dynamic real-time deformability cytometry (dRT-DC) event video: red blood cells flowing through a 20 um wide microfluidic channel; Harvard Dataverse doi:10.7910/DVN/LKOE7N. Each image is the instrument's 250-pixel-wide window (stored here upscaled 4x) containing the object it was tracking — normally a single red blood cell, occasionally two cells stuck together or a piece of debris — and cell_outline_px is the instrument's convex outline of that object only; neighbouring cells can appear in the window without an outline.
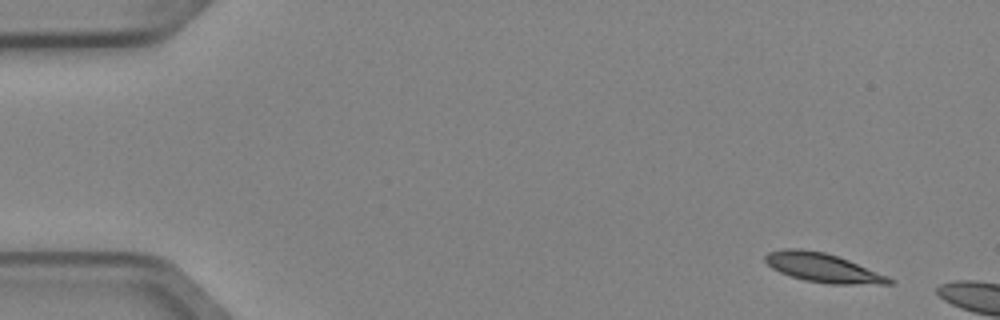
{"species": "Egyptian fruit bat (a non-hibernating species)", "species_latin": "Rousettus aegyptiacus", "temperature_condition": "cold", "stored_images_in_passage": 3, "camera_frame_rate_fps": 3000, "um_per_image_px": 0.085, "animal": {"sex": "female"}, "frame": {"image": 1, "passage_image": 1, "time_ms": 0.0, "image_size_px": [1000, 320], "cell_outline_px": [[896, 284], [828, 284], [804, 280], [780, 272], [772, 268], [764, 260], [764, 256], [768, 252], [784, 248], [800, 248], [824, 252], [848, 260], [888, 276], [896, 280]], "centroid_in_image_um": [69.95, 22.76], "position_along_channel_um": 15.0, "area_um2": 20.98}}